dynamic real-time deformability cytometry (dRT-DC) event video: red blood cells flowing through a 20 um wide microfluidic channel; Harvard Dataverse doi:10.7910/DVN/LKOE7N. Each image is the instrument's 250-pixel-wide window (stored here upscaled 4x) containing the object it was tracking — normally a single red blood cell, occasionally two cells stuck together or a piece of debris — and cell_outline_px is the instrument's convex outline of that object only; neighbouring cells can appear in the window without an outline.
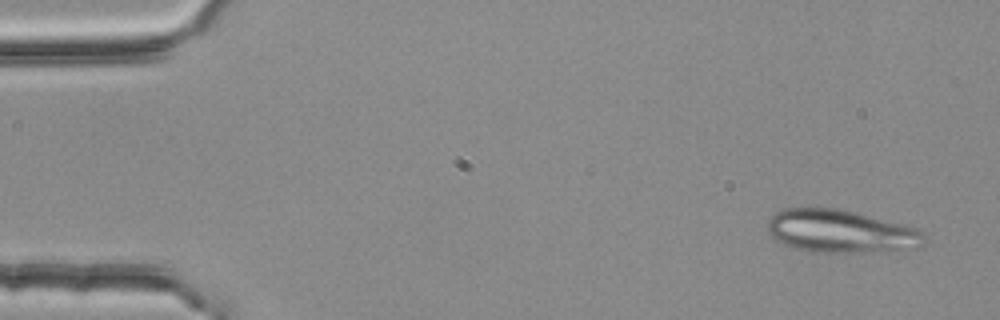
{"species": "common noctule bat (a hibernating species)", "species_latin": "Nyctalus noctula", "temperature_condition": "room temperature", "stored_images_in_passage": 3, "camera_frame_rate_fps": 3000, "um_per_image_px": 0.085, "animal": {"sex": "female", "body_mass_g": 25.1}, "frame": {"image": 1, "passage_image": 1, "time_ms": 0.0, "image_size_px": [1000, 320], "cell_outline_px": [[924, 244], [920, 248], [848, 252], [808, 252], [784, 244], [776, 240], [768, 232], [768, 220], [776, 212], [784, 208], [836, 208], [900, 224], [912, 228], [920, 232], [924, 236]], "centroid_in_image_um": [71.38, 19.67], "position_along_channel_um": 13.6, "area_um2": 38.32}}